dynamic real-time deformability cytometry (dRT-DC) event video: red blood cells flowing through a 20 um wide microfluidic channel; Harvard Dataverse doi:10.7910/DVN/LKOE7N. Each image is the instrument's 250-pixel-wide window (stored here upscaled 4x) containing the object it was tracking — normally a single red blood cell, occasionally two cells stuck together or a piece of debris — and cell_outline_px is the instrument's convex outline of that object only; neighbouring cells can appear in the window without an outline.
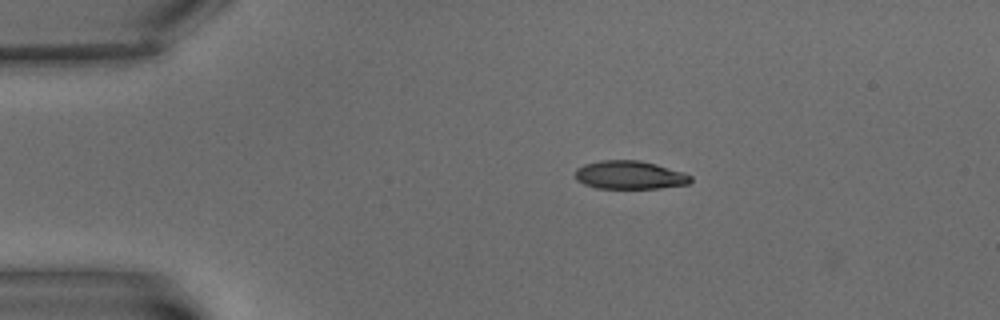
{"species": "common noctule bat (a hibernating species)", "species_latin": "Nyctalus noctula", "temperature_condition": "warm", "stored_images_in_passage": 5, "camera_frame_rate_fps": 3000, "um_per_image_px": 0.085, "animal": {"sex": "male", "body_mass_g": 15.6}, "frame": {"image": 1, "passage_image": 2, "time_ms": 1.0, "image_size_px": [1000, 320], "cell_outline_px": [[692, 180], [688, 184], [660, 188], [596, 188], [584, 184], [576, 180], [576, 168], [584, 164], [600, 160], [640, 160], [656, 164], [684, 172], [692, 176]], "centroid_in_image_um": [53.53, 14.87], "position_along_channel_um": 31.5, "area_um2": 19.13}}
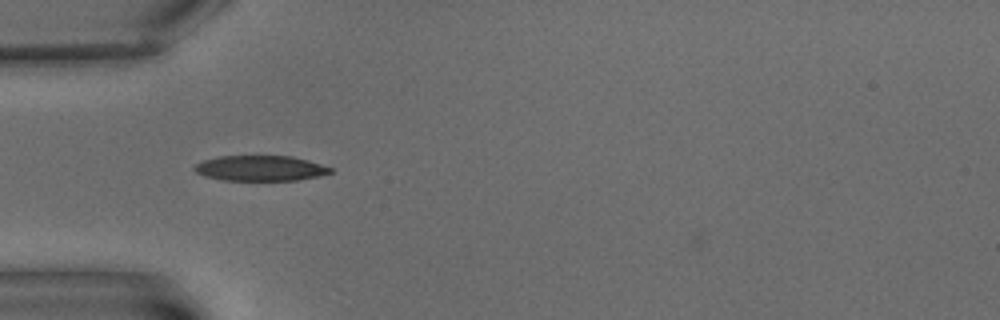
{"frame": {"image": 2, "passage_image": 4, "time_ms": 3.667, "image_size_px": [1000, 320], "cell_outline_px": [[332, 172], [316, 176], [296, 180], [224, 180], [204, 176], [196, 172], [192, 168], [196, 164], [204, 160], [216, 156], [292, 156], [308, 160], [332, 168]], "centroid_in_image_um": [22.09, 14.29], "position_along_channel_um": 62.9, "area_um2": 19.94}}